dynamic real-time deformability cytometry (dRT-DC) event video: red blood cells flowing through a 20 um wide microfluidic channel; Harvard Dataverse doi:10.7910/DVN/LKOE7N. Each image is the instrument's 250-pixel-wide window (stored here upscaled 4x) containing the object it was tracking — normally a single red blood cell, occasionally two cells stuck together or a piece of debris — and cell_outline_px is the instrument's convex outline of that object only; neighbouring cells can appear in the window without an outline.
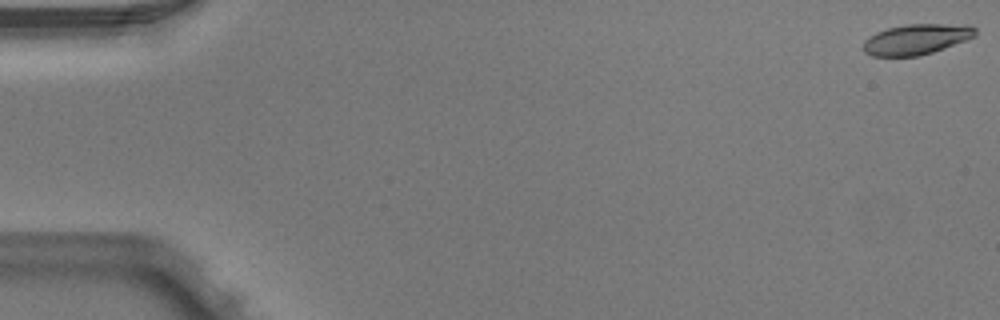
{"species": "Egyptian fruit bat (a non-hibernating species)", "species_latin": "Rousettus aegyptiacus", "temperature_condition": "warm", "stored_images_in_passage": 5, "camera_frame_rate_fps": 3000, "um_per_image_px": 0.085, "animal": {"sex": "male"}, "frame": {"image": 1, "passage_image": 1, "time_ms": 0.0, "image_size_px": [1000, 320], "cell_outline_px": [[976, 36], [932, 52], [916, 56], [872, 56], [864, 52], [864, 40], [876, 32], [888, 28], [908, 24], [972, 24], [976, 28]], "centroid_in_image_um": [77.91, 3.32], "position_along_channel_um": 7.1, "area_um2": 19.83}}
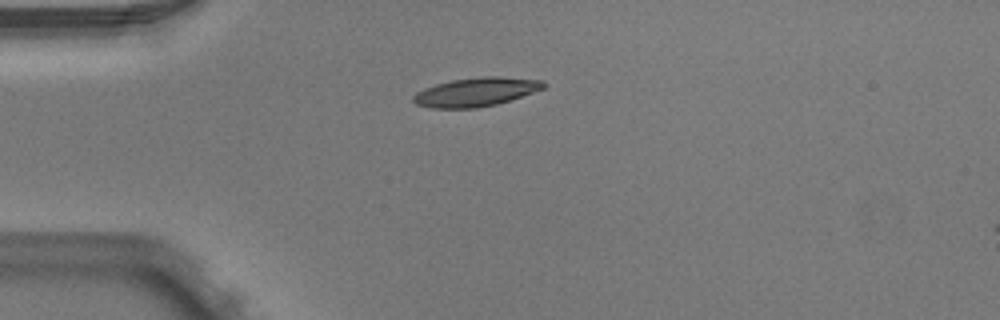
{"frame": {"image": 2, "passage_image": 4, "time_ms": 1.0, "image_size_px": [1000, 320], "cell_outline_px": [[548, 84], [544, 88], [496, 104], [476, 108], [432, 108], [416, 104], [412, 100], [412, 96], [416, 92], [424, 88], [436, 84], [452, 80], [484, 76], [500, 76], [544, 80]], "centroid_in_image_um": [40.45, 7.81], "position_along_channel_um": 44.6, "area_um2": 21.79}}